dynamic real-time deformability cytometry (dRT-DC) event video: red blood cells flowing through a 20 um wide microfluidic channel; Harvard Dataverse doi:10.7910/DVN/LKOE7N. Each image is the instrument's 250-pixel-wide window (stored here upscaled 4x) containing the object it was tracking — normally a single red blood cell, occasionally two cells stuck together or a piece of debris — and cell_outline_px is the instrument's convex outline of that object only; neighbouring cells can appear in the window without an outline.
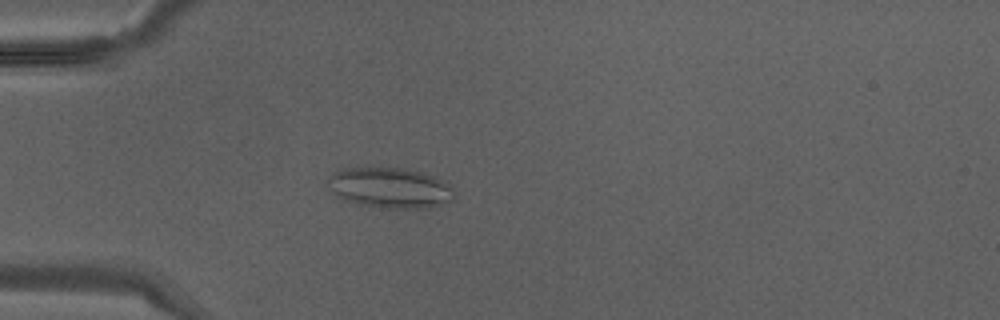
{"species": "Egyptian fruit bat (a non-hibernating species)", "species_latin": "Rousettus aegyptiacus", "temperature_condition": "warm", "stored_images_in_passage": 21, "camera_frame_rate_fps": 3000, "um_per_image_px": 0.085, "animal": {"sex": "male"}, "frame": {"image": 1, "passage_image": 12, "time_ms": 3.667, "image_size_px": [1000, 320], "cell_outline_px": [[452, 200], [444, 204], [428, 208], [392, 208], [356, 204], [344, 200], [336, 196], [328, 188], [328, 176], [340, 168], [396, 168], [424, 172], [452, 184]], "centroid_in_image_um": [33.13, 15.96], "position_along_channel_um": 51.9, "area_um2": 29.94}}